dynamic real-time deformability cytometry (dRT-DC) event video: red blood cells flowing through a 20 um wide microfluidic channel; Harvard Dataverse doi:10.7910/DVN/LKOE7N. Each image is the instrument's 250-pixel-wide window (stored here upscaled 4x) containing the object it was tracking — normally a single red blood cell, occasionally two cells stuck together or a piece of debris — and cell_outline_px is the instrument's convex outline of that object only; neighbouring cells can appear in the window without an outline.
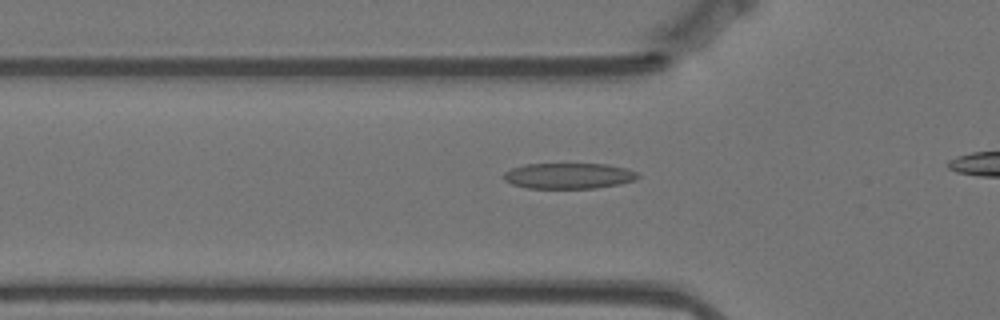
{"species": "Egyptian fruit bat (a non-hibernating species)", "species_latin": "Rousettus aegyptiacus", "temperature_condition": "warm", "stored_images_in_passage": 23, "camera_frame_rate_fps": 3000, "um_per_image_px": 0.085, "animal": {"sex": "female"}, "frame": {"image": 1, "passage_image": 10, "time_ms": 3.0, "image_size_px": [1000, 320], "cell_outline_px": [[640, 176], [636, 180], [620, 184], [596, 188], [528, 188], [512, 184], [504, 180], [504, 172], [512, 168], [524, 164], [608, 164], [628, 168], [636, 172]], "centroid_in_image_um": [48.37, 14.94], "position_along_channel_um": 77.4, "area_um2": 20.23}}
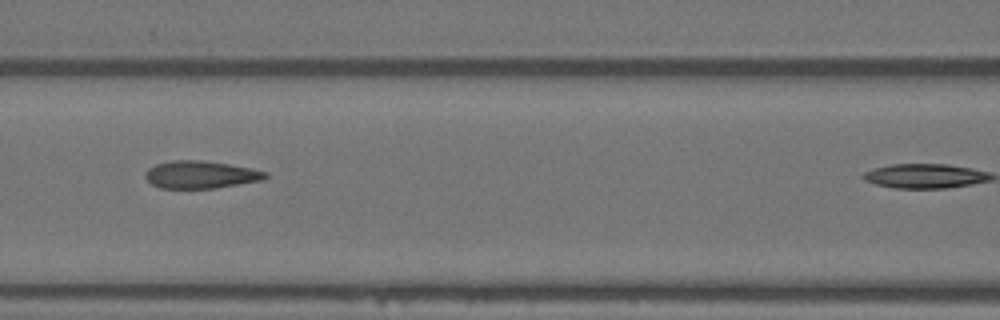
{"frame": {"image": 2, "passage_image": 16, "time_ms": 5.0, "image_size_px": [1000, 320], "cell_outline_px": [[268, 176], [264, 180], [216, 188], [160, 188], [152, 184], [144, 176], [144, 172], [148, 168], [156, 164], [172, 160], [204, 160], [252, 168], [268, 172]], "centroid_in_image_um": [17.07, 14.84], "position_along_channel_um": 149.5, "area_um2": 19.42}}
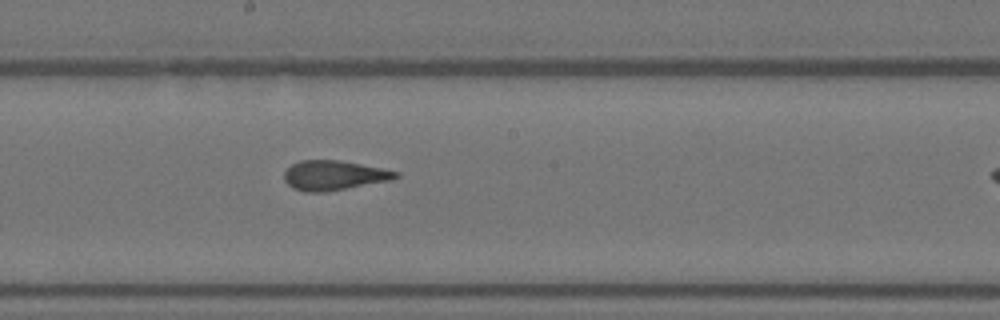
{"frame": {"image": 3, "passage_image": 22, "time_ms": 7.0, "image_size_px": [1000, 320], "cell_outline_px": [[400, 176], [392, 180], [324, 192], [304, 192], [292, 188], [284, 180], [284, 172], [292, 164], [300, 160], [340, 160], [400, 172]], "centroid_in_image_um": [28.37, 14.91], "position_along_channel_um": 219.8, "area_um2": 19.25}}